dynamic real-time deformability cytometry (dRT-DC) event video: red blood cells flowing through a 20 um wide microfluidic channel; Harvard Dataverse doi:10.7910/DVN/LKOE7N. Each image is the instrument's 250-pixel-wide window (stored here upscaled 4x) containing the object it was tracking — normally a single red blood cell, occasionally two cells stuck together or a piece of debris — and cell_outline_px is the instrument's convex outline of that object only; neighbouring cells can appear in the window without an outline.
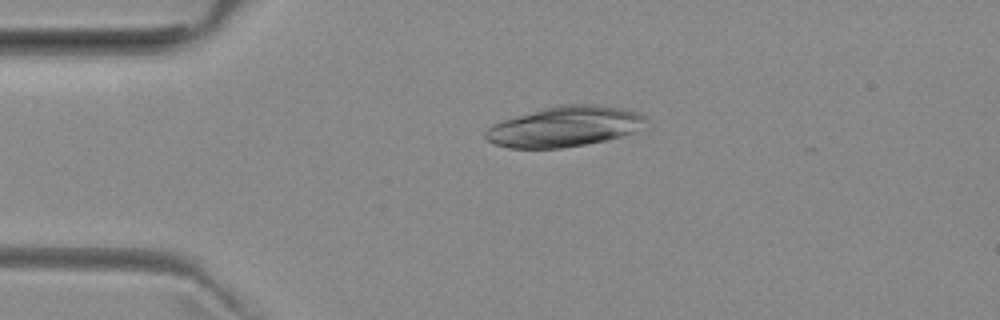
{"species": "common noctule bat (a hibernating species)", "species_latin": "Nyctalus noctula", "temperature_condition": "room temperature", "stored_images_in_passage": 45, "camera_frame_rate_fps": 3000, "um_per_image_px": 0.085, "animal": {"sex": "female", "body_mass_g": 29.2, "forearm_length_mm": 56.3}, "frame": {"image": 1, "passage_image": 11, "time_ms": 3.333, "image_size_px": [1000, 320], "cell_outline_px": [[648, 116], [636, 132], [604, 140], [584, 144], [560, 148], [508, 148], [484, 140], [484, 132], [492, 124], [516, 116], [556, 104], [596, 104], [620, 108], [636, 112]], "centroid_in_image_um": [47.95, 10.75], "position_along_channel_um": 37.0, "area_um2": 37.57}}